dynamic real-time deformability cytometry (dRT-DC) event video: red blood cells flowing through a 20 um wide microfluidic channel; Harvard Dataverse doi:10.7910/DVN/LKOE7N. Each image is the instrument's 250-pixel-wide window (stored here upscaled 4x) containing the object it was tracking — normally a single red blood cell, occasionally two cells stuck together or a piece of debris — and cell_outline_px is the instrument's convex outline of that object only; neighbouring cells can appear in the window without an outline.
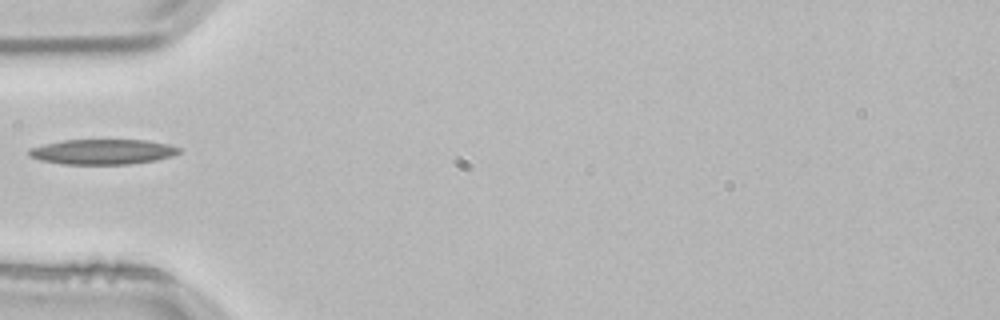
{"species": "common noctule bat (a hibernating species)", "species_latin": "Nyctalus noctula", "temperature_condition": "room temperature", "stored_images_in_passage": 7, "camera_frame_rate_fps": 3000, "um_per_image_px": 0.085, "animal": {"sex": "male", "body_mass_g": 21.5, "forearm_length_mm": 52.0}, "frame": {"image": 1, "passage_image": 1, "time_ms": 0.0, "image_size_px": [1000, 320], "cell_outline_px": [[180, 152], [172, 156], [156, 160], [128, 164], [64, 164], [40, 160], [28, 156], [28, 148], [44, 144], [64, 140], [148, 140], [168, 144], [180, 148]], "centroid_in_image_um": [8.7, 12.9], "position_along_channel_um": 76.3, "area_um2": 22.02}}